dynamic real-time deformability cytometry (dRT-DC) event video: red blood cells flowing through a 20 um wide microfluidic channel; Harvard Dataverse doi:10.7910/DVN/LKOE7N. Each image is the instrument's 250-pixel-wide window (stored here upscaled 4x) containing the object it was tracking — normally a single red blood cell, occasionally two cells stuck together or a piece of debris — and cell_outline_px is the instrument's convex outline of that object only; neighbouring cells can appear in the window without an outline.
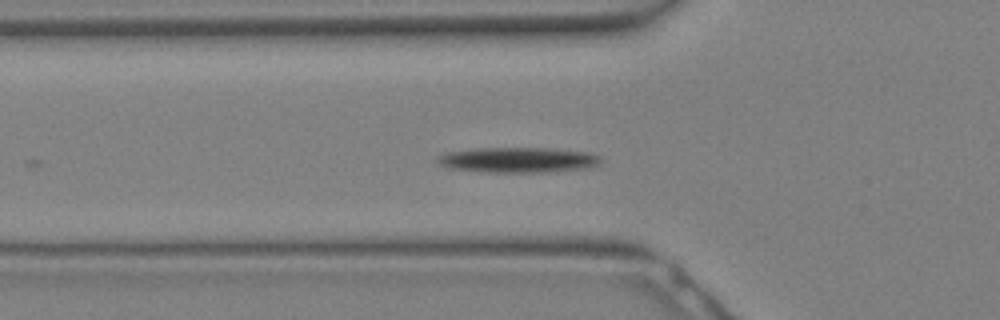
{"species": "Egyptian fruit bat (a non-hibernating species)", "species_latin": "Rousettus aegyptiacus", "temperature_condition": "warm", "stored_images_in_passage": 28, "camera_frame_rate_fps": 3000, "um_per_image_px": 0.085, "animal": {"sex": "female"}, "frame": {"image": 1, "passage_image": 11, "time_ms": 3.333, "image_size_px": [1000, 320], "cell_outline_px": [[600, 164], [588, 168], [548, 172], [480, 172], [448, 168], [440, 164], [436, 160], [436, 156], [444, 152], [476, 148], [552, 148], [592, 152], [600, 156]], "centroid_in_image_um": [44.02, 13.59], "position_along_channel_um": 81.8, "area_um2": 24.51}}
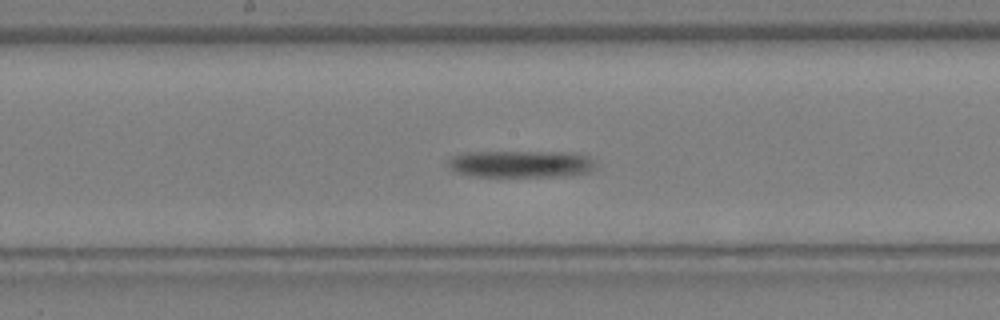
{"frame": {"image": 2, "passage_image": 17, "time_ms": 5.333, "image_size_px": [1000, 320], "cell_outline_px": [[592, 168], [588, 172], [564, 176], [468, 176], [452, 172], [448, 168], [448, 156], [464, 152], [560, 152], [588, 156], [592, 160]], "centroid_in_image_um": [44.1, 13.94], "position_along_channel_um": 204.1, "area_um2": 23.24}}
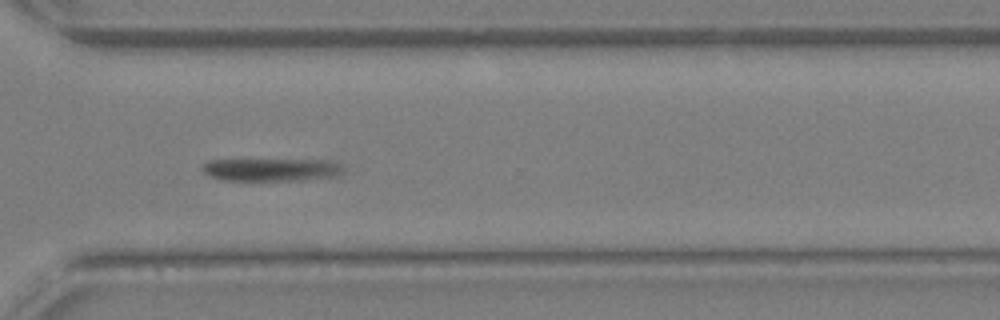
{"frame": {"image": 3, "passage_image": 24, "time_ms": 7.667, "image_size_px": [1000, 320], "cell_outline_px": [[344, 168], [340, 172], [332, 176], [300, 180], [224, 180], [208, 176], [200, 168], [208, 160], [332, 160], [340, 164]], "centroid_in_image_um": [23.01, 14.41], "position_along_channel_um": 347.6, "area_um2": 18.5}}